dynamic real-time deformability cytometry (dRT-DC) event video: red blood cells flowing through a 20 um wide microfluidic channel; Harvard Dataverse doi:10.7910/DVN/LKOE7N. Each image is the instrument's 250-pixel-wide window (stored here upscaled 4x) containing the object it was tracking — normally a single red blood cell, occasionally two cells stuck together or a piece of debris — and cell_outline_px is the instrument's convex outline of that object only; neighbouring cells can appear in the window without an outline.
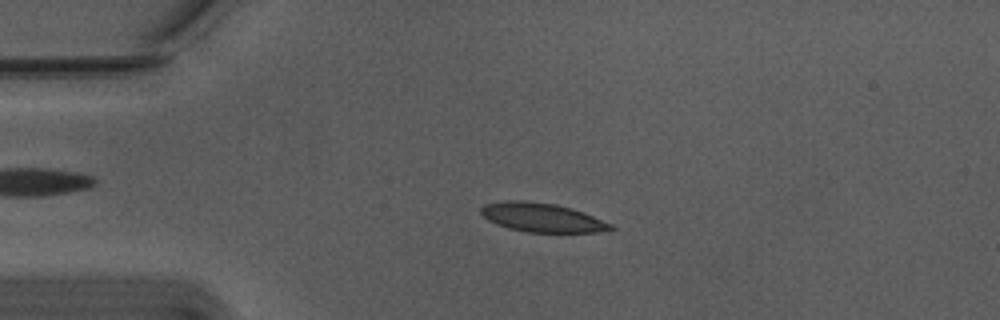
{"species": "Egyptian fruit bat (a non-hibernating species)", "species_latin": "Rousettus aegyptiacus", "temperature_condition": "warm", "stored_images_in_passage": 49, "camera_frame_rate_fps": 3000, "um_per_image_px": 0.085, "animal": {"sex": "male"}, "frame": {"image": 1, "passage_image": 12, "time_ms": 3.667, "image_size_px": [1000, 320], "cell_outline_px": [[616, 228], [596, 232], [528, 232], [508, 228], [496, 224], [488, 220], [480, 212], [480, 208], [484, 204], [504, 200], [520, 200], [556, 204], [584, 212], [612, 224]], "centroid_in_image_um": [46.04, 18.48], "position_along_channel_um": 39.0, "area_um2": 21.85}}
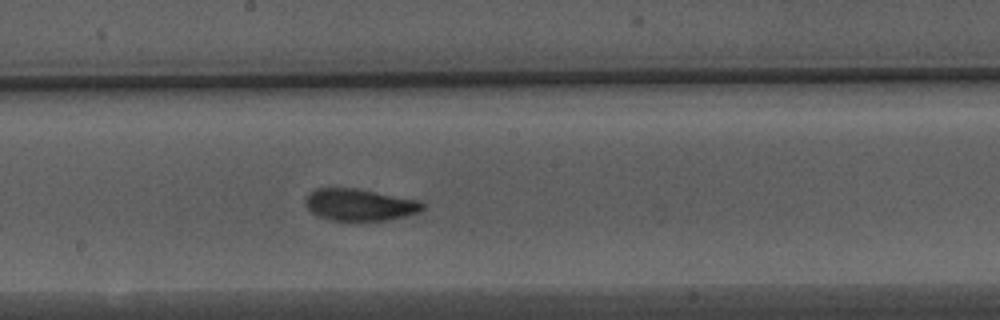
{"frame": {"image": 2, "passage_image": 29, "time_ms": 9.333, "image_size_px": [1000, 320], "cell_outline_px": [[424, 208], [420, 212], [404, 216], [384, 220], [332, 220], [320, 216], [312, 212], [304, 204], [304, 200], [308, 192], [316, 188], [356, 188], [420, 200], [424, 204]], "centroid_in_image_um": [30.56, 17.38], "position_along_channel_um": 217.6, "area_um2": 21.73}}
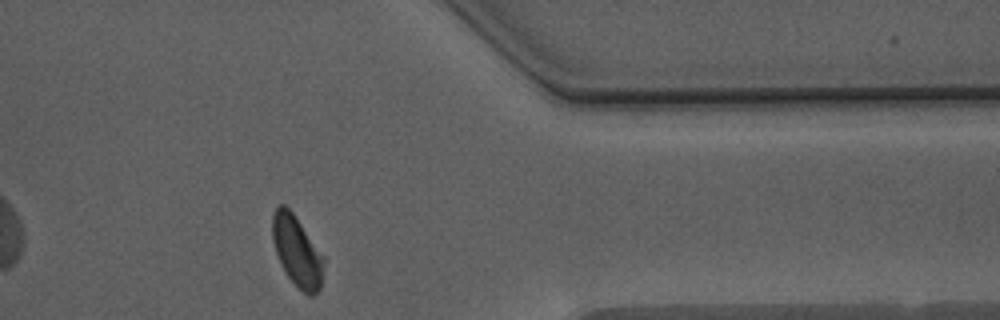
{"frame": {"image": 3, "passage_image": 44, "time_ms": 14.333, "image_size_px": [1000, 320], "cell_outline_px": [[324, 260], [320, 288], [312, 296], [308, 296], [288, 276], [280, 264], [272, 240], [272, 216], [276, 208], [280, 204], [284, 204], [292, 212], [324, 256]], "centroid_in_image_um": [25.23, 21.34], "position_along_channel_um": 386.2, "area_um2": 20.75}, "authors_computed_cell_mechanics": {"area_um2": 21.964, "velocity_mm_per_s": 3.7109, "shape_relaxation_time_tau1_ms": 3.9877, "shape_relaxation_time_tau2_ms": 1.9114, "deformation_change_tau1": 0.1382, "deformation_change_tau2": 0.0569}}